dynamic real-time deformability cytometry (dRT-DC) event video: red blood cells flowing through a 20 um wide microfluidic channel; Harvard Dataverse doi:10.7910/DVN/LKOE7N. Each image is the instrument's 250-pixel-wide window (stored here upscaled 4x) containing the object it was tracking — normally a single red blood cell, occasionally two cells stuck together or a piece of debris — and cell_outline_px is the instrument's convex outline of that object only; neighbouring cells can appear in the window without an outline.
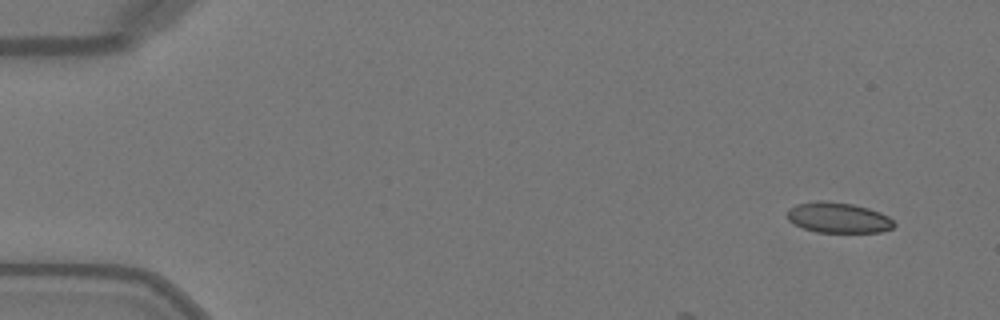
{"species": "Egyptian fruit bat (a non-hibernating species)", "species_latin": "Rousettus aegyptiacus", "temperature_condition": "warm", "stored_images_in_passage": 7, "camera_frame_rate_fps": 3000, "um_per_image_px": 0.085, "animal": {"sex": "female"}, "frame": {"image": 1, "passage_image": 1, "time_ms": 0.0, "image_size_px": [1000, 320], "cell_outline_px": [[896, 224], [892, 228], [880, 232], [816, 232], [804, 228], [788, 220], [788, 208], [796, 204], [816, 200], [824, 200], [852, 204], [868, 208], [880, 212], [888, 216]], "centroid_in_image_um": [71.25, 18.49], "position_along_channel_um": 13.8, "area_um2": 18.96}}